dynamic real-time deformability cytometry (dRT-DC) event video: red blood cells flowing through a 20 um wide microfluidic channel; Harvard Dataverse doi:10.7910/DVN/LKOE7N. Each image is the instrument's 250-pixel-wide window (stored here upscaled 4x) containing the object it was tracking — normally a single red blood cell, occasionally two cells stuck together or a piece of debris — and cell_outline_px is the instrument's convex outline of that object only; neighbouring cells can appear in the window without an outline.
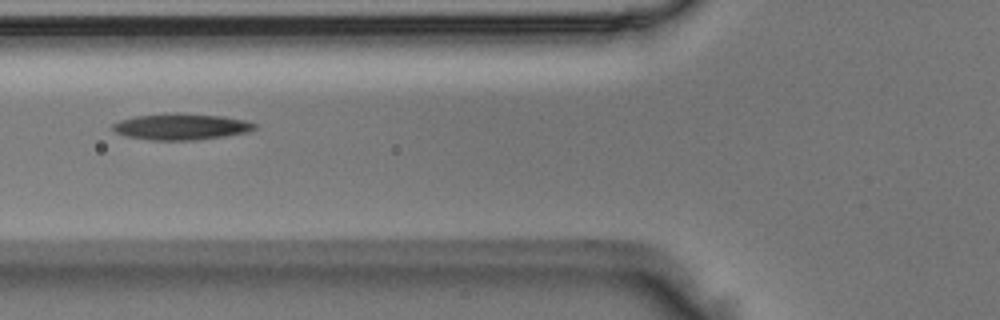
{"species": "Egyptian fruit bat (a non-hibernating species)", "species_latin": "Rousettus aegyptiacus", "temperature_condition": "room temperature", "stored_images_in_passage": 3, "camera_frame_rate_fps": 3000, "um_per_image_px": 0.085, "animal": {"sex": "male"}, "frame": {"image": 1, "passage_image": 2, "time_ms": 0.333, "image_size_px": [1000, 320], "cell_outline_px": [[256, 128], [248, 132], [224, 136], [196, 140], [148, 140], [128, 136], [116, 132], [112, 128], [112, 124], [120, 120], [136, 116], [172, 112], [176, 112], [224, 116], [244, 120], [256, 124]], "centroid_in_image_um": [15.4, 10.76], "position_along_channel_um": 110.4, "area_um2": 21.79}}